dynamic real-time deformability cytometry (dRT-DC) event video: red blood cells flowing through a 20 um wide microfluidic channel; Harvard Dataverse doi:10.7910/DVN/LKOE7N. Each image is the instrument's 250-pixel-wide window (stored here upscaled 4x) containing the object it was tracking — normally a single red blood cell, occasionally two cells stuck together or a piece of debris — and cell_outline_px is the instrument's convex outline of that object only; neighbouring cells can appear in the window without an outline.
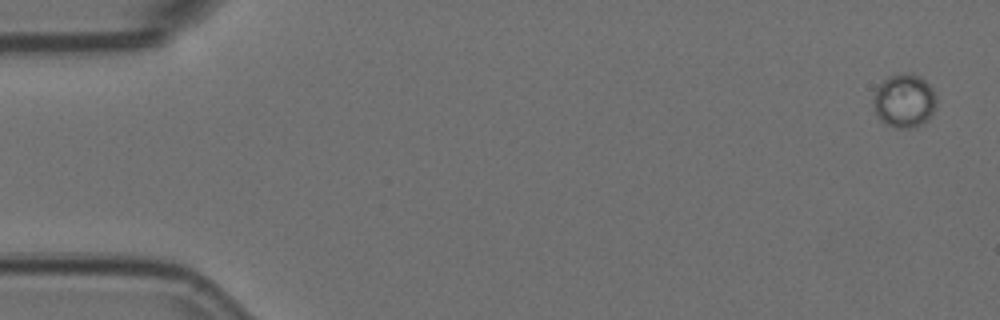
{"species": "Egyptian fruit bat (a non-hibernating species)", "species_latin": "Rousettus aegyptiacus", "temperature_condition": "room temperature", "stored_images_in_passage": 9, "camera_frame_rate_fps": 3000, "um_per_image_px": 0.085, "animal": {"sex": "female"}, "frame": {"image": 1, "passage_image": 1, "time_ms": 0.0, "image_size_px": [1000, 320], "cell_outline_px": [[936, 104], [928, 120], [924, 124], [916, 128], [896, 128], [884, 124], [876, 116], [876, 88], [888, 76], [908, 72], [912, 72], [920, 76], [932, 88], [936, 96]], "centroid_in_image_um": [76.9, 8.58], "position_along_channel_um": 8.1, "area_um2": 19.71}}
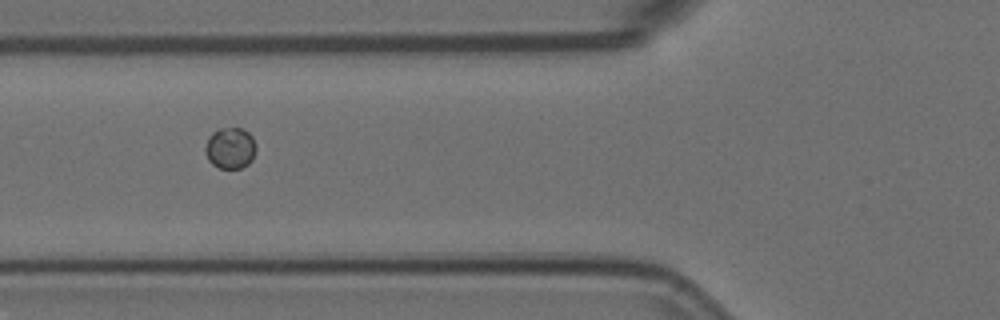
{"frame": {"image": 2, "passage_image": 7, "time_ms": 2.0, "image_size_px": [1000, 320], "cell_outline_px": [[256, 152], [252, 160], [248, 164], [240, 168], [220, 168], [212, 164], [208, 160], [204, 148], [208, 136], [212, 132], [220, 128], [240, 128], [248, 132], [252, 136], [256, 148]], "centroid_in_image_um": [19.56, 12.58], "position_along_channel_um": 106.2, "area_um2": 12.31}}
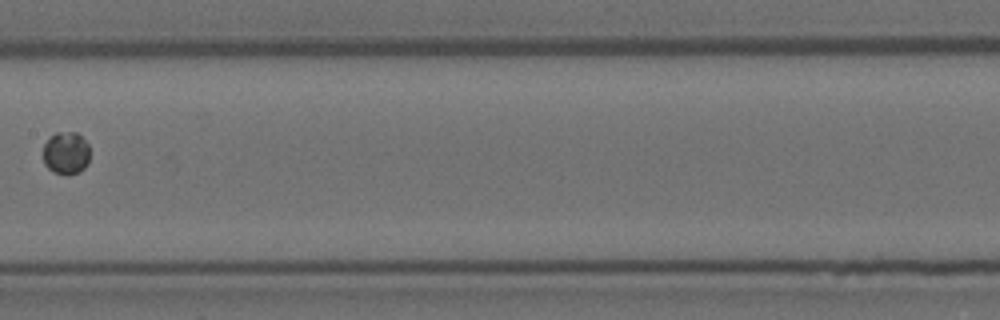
{"frame": {"image": 3, "passage_image": 9, "time_ms": 2.667, "image_size_px": [1000, 320], "cell_outline_px": [[88, 164], [80, 172], [68, 176], [52, 172], [44, 164], [44, 144], [48, 136], [56, 132], [76, 132], [88, 144]], "centroid_in_image_um": [5.59, 13.03], "position_along_channel_um": 201.8, "area_um2": 11.79}}